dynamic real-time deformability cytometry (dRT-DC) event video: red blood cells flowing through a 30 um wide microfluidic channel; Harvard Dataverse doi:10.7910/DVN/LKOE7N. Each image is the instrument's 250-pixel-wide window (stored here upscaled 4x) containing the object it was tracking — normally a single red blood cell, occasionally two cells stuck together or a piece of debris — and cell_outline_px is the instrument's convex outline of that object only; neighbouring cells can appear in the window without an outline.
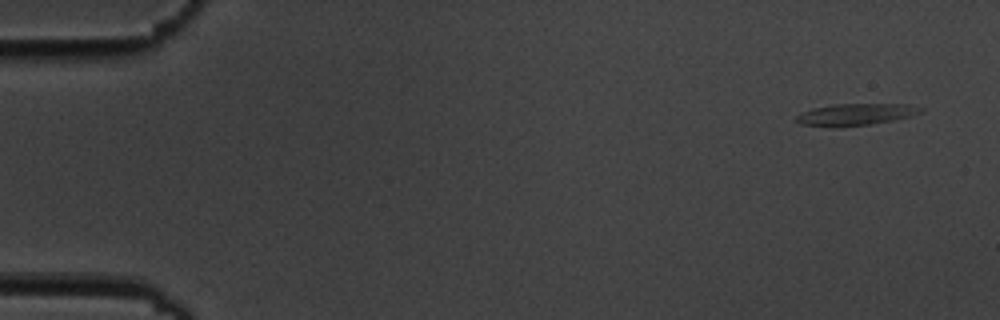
{"species": "common noctule bat (a hibernating species)", "species_latin": "Nyctalus noctula", "temperature_condition": "cold", "stored_images_in_passage": 6, "segment_of_instrument_passage": [1, 2], "camera_frame_rate_fps": 3000, "um_per_image_px": 0.085, "animal": {"sex": "male", "body_mass_g": 19.5, "forearm_length_mm": 54.6}, "frame": {"image": 1, "passage_image": 1, "time_ms": 0.0, "image_size_px": [1000, 320], "cell_outline_px": [[924, 108], [920, 112], [908, 116], [892, 120], [868, 124], [836, 128], [832, 128], [800, 124], [796, 120], [796, 116], [812, 108], [832, 104], [904, 104]], "centroid_in_image_um": [72.64, 9.74], "position_along_channel_um": 12.4, "area_um2": 15.66}}